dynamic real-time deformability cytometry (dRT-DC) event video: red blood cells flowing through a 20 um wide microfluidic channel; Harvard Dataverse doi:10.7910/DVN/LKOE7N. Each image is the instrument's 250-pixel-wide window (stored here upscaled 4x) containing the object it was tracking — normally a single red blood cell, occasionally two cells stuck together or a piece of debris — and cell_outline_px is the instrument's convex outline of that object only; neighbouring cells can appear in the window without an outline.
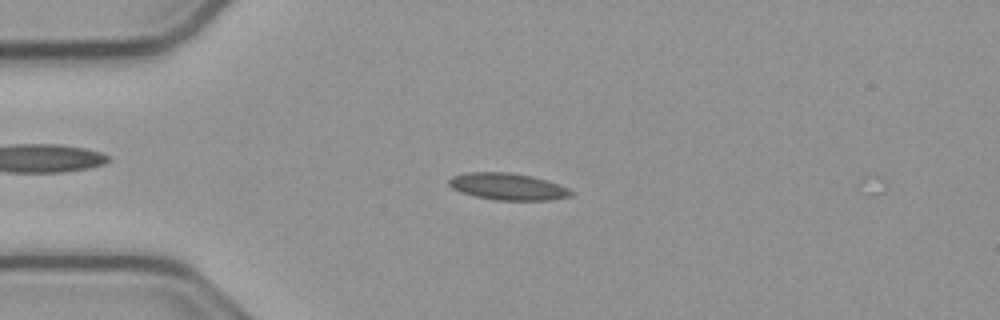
{"species": "common noctule bat (a hibernating species)", "species_latin": "Nyctalus noctula", "temperature_condition": "cold", "stored_images_in_passage": 3, "camera_frame_rate_fps": 3000, "um_per_image_px": 0.085, "animal": {"sex": "male", "body_mass_g": 23.1, "forearm_length_mm": 52.7}, "frame": {"image": 1, "passage_image": 2, "time_ms": 0.333, "image_size_px": [1000, 320], "cell_outline_px": [[572, 196], [552, 200], [496, 200], [476, 196], [460, 192], [452, 188], [448, 184], [448, 180], [452, 176], [468, 172], [508, 172], [532, 176], [548, 180], [560, 184], [568, 188], [572, 192]], "centroid_in_image_um": [43.17, 15.85], "position_along_channel_um": 41.8, "area_um2": 19.19}}